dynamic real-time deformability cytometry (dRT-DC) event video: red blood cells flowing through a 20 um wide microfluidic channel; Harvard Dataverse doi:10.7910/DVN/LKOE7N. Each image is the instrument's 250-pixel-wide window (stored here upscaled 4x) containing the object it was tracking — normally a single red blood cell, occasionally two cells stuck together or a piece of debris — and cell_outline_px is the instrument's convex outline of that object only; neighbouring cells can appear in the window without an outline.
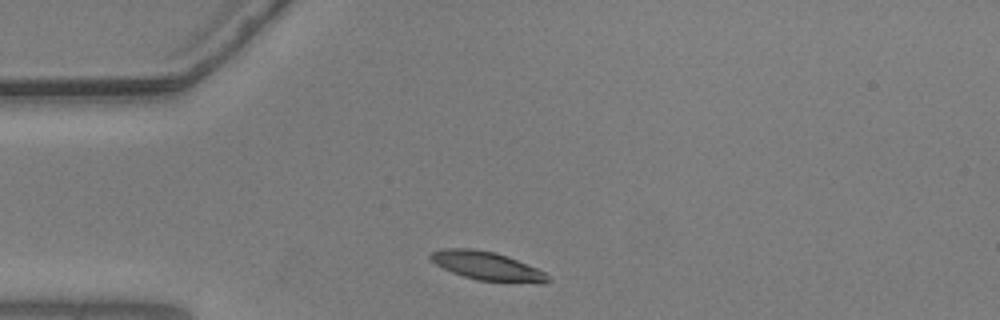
{"species": "common noctule bat (a hibernating species)", "species_latin": "Nyctalus noctula", "temperature_condition": "warm", "stored_images_in_passage": 43, "camera_frame_rate_fps": 3000, "um_per_image_px": 0.085, "animal": {"sex": "male", "body_mass_g": 20.5, "forearm_length_mm": 52.5}, "frame": {"image": 1, "passage_image": 1, "time_ms": 0.0, "image_size_px": [1000, 320], "cell_outline_px": [[552, 280], [544, 284], [476, 280], [452, 272], [436, 264], [428, 256], [432, 252], [440, 248], [472, 248], [496, 252], [536, 268], [544, 272]], "centroid_in_image_um": [41.41, 22.61], "position_along_channel_um": 43.6, "area_um2": 19.54}}
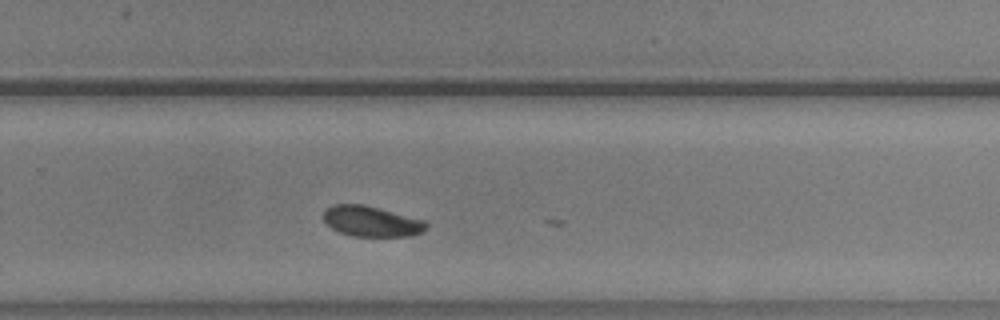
{"frame": {"image": 2, "passage_image": 24, "time_ms": 7.667, "image_size_px": [1000, 320], "cell_outline_px": [[428, 224], [424, 232], [412, 236], [352, 236], [340, 232], [332, 228], [324, 220], [324, 212], [332, 204], [364, 204], [424, 220]], "centroid_in_image_um": [31.6, 18.82], "position_along_channel_um": 298.2, "area_um2": 18.21}}
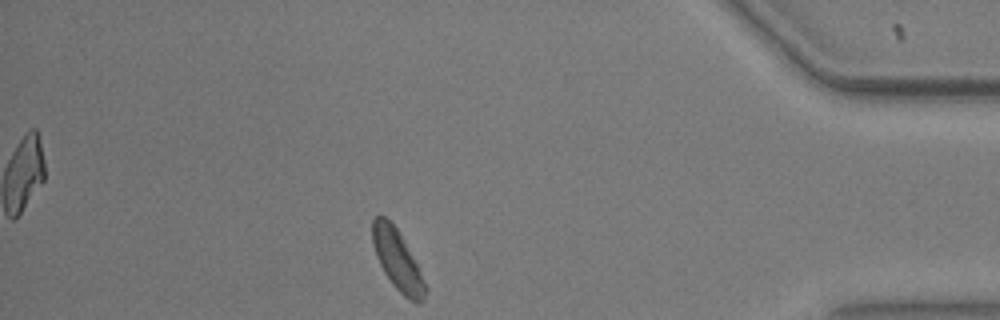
{"frame": {"image": 3, "passage_image": 36, "time_ms": 11.667, "image_size_px": [1000, 320], "cell_outline_px": [[428, 288], [424, 300], [412, 300], [404, 296], [392, 284], [384, 272], [376, 256], [372, 244], [372, 220], [376, 216], [384, 216], [400, 232]], "centroid_in_image_um": [33.76, 22.08], "position_along_channel_um": 401.4, "area_um2": 18.15}, "authors_computed_cell_mechanics": {"area_um2": 18.6116, "velocity_mm_per_s": 3.5957, "shape_relaxation_time_tau1_ms": 6.8551, "shape_relaxation_time_tau2_ms": 9.1296, "deformation_change_tau1": 0.1494, "deformation_change_tau2": 0.1052}}